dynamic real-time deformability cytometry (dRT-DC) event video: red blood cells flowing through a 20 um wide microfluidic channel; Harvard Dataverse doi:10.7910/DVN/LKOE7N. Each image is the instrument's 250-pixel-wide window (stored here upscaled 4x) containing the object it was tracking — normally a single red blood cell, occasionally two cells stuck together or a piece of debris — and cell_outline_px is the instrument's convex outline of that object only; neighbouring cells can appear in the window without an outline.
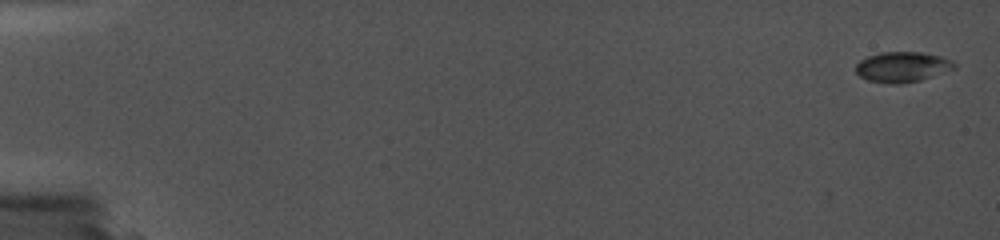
{"species": "common noctule bat (a hibernating species)", "species_latin": "Nyctalus noctula", "temperature_condition": "cold", "stored_images_in_passage": 3, "camera_frame_rate_fps": 5000, "um_per_image_px": 0.085, "animal": {"sex": "female", "body_mass_g": 19.0, "forearm_length_mm": 56.7}, "frame": {"image": 1, "passage_image": 3, "time_ms": 0.4, "image_size_px": [1000, 240], "cell_outline_px": [[944, 60], [912, 80], [872, 80], [856, 72], [856, 64], [872, 56], [884, 52], [916, 52], [936, 56]], "centroid_in_image_um": [76.23, 5.59], "position_along_channel_um": 8.8, "area_um2": 13.29}}